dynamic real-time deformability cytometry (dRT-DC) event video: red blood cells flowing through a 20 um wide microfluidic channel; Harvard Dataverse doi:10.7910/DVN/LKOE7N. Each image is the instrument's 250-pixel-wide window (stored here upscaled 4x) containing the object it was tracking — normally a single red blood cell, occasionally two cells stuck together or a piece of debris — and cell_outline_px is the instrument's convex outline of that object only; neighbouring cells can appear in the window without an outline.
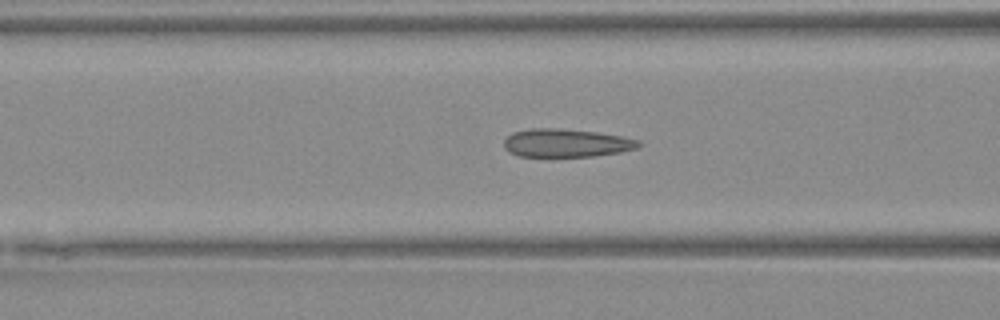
{"species": "Egyptian fruit bat (a non-hibernating species)", "species_latin": "Rousettus aegyptiacus", "temperature_condition": "warm", "stored_images_in_passage": 24, "camera_frame_rate_fps": 3000, "um_per_image_px": 0.085, "animal": {"sex": "female"}, "frame": {"image": 1, "passage_image": 10, "time_ms": 3.0, "image_size_px": [1000, 320], "cell_outline_px": [[640, 148], [620, 152], [592, 156], [520, 156], [508, 152], [504, 148], [504, 140], [512, 132], [532, 128], [556, 128], [596, 132], [620, 136], [640, 140]], "centroid_in_image_um": [48.12, 12.15], "position_along_channel_um": 118.5, "area_um2": 22.08}}
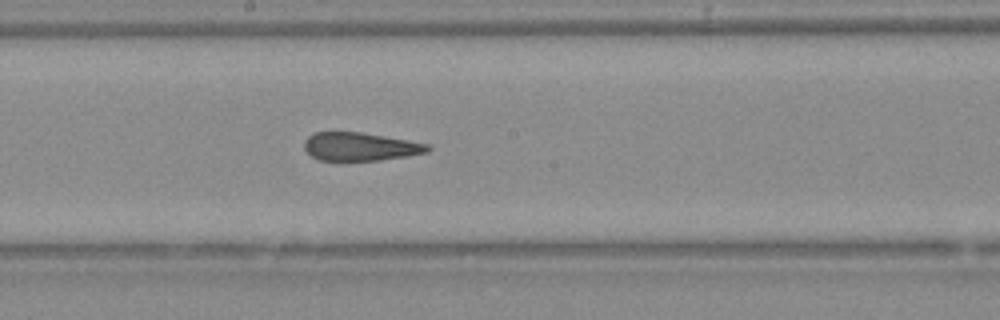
{"frame": {"image": 2, "passage_image": 17, "time_ms": 5.333, "image_size_px": [1000, 320], "cell_outline_px": [[432, 148], [428, 152], [408, 156], [380, 160], [320, 160], [312, 156], [304, 148], [304, 140], [308, 136], [316, 132], [360, 132], [408, 140], [428, 144]], "centroid_in_image_um": [30.63, 12.46], "position_along_channel_um": 217.6, "area_um2": 20.23}}
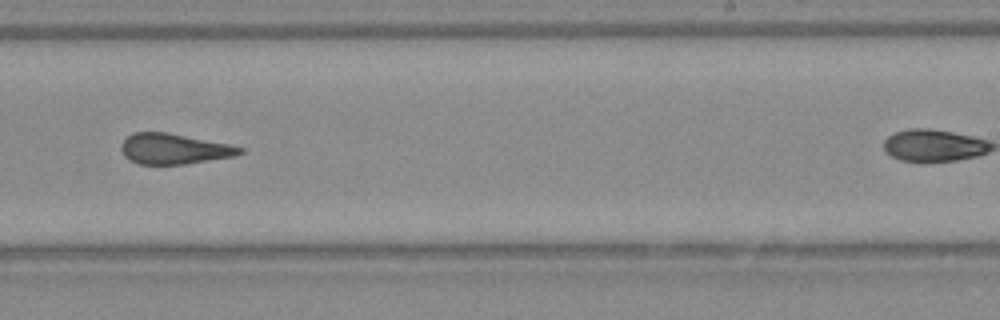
{"frame": {"image": 3, "passage_image": 21, "time_ms": 6.667, "image_size_px": [1000, 320], "cell_outline_px": [[244, 152], [236, 156], [184, 164], [140, 164], [124, 156], [120, 148], [120, 144], [132, 132], [168, 132], [228, 144], [244, 148]], "centroid_in_image_um": [14.79, 12.64], "position_along_channel_um": 274.2, "area_um2": 21.04}}